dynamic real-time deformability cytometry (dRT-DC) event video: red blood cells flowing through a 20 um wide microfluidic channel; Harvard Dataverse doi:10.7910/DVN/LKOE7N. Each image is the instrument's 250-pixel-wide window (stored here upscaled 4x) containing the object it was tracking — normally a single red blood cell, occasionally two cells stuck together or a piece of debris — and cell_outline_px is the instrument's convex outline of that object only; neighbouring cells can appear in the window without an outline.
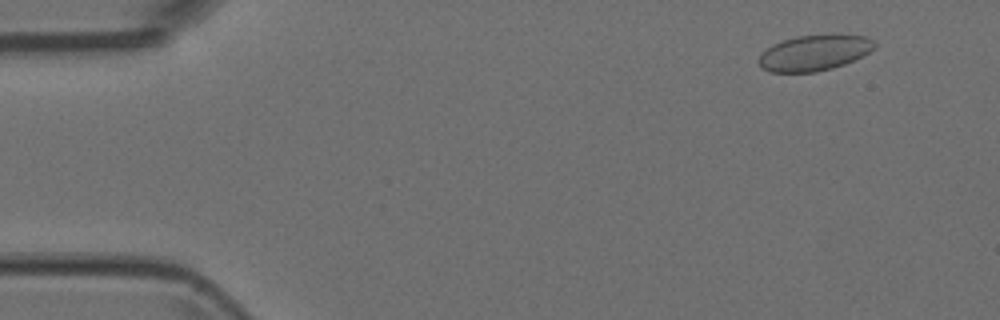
{"species": "Egyptian fruit bat (a non-hibernating species)", "species_latin": "Rousettus aegyptiacus", "temperature_condition": "room temperature", "stored_images_in_passage": 5, "camera_frame_rate_fps": 3000, "um_per_image_px": 0.085, "animal": {"sex": "female"}, "frame": {"image": 1, "passage_image": 1, "time_ms": 0.0, "image_size_px": [1000, 320], "cell_outline_px": [[876, 44], [868, 52], [844, 64], [832, 68], [816, 72], [772, 72], [764, 68], [760, 64], [760, 56], [772, 44], [796, 36], [836, 32], [868, 36]], "centroid_in_image_um": [69.27, 4.44], "position_along_channel_um": 15.7, "area_um2": 24.22}}
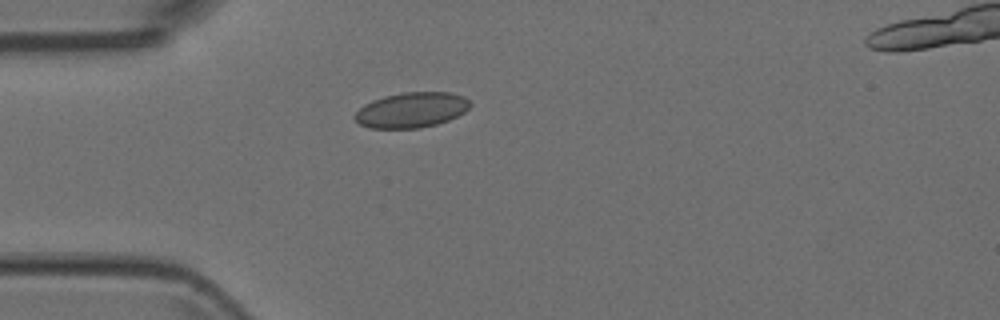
{"frame": {"image": 2, "passage_image": 4, "time_ms": 1.0, "image_size_px": [1000, 320], "cell_outline_px": [[472, 104], [464, 112], [448, 120], [436, 124], [420, 128], [368, 128], [360, 124], [352, 116], [364, 104], [372, 100], [384, 96], [400, 92], [452, 92], [464, 96]], "centroid_in_image_um": [34.96, 9.34], "position_along_channel_um": 50.0, "area_um2": 23.81}}